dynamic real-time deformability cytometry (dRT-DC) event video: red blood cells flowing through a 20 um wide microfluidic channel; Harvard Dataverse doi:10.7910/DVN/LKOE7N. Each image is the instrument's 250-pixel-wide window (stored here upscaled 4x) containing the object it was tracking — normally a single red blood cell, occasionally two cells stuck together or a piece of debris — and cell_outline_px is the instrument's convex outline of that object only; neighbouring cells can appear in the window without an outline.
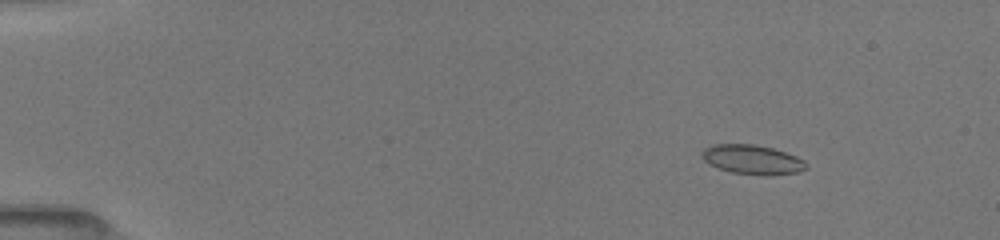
{"species": "common noctule bat (a hibernating species)", "species_latin": "Nyctalus noctula", "temperature_condition": "room temperature", "stored_images_in_passage": 13, "camera_frame_rate_fps": 3000, "um_per_image_px": 0.085, "animal": {"sex": "female", "body_mass_g": 19.5, "forearm_length_mm": 54.1}, "frame": {"image": 1, "passage_image": 4, "time_ms": 2.0, "image_size_px": [1000, 240], "cell_outline_px": [[808, 168], [796, 172], [772, 176], [760, 176], [732, 172], [716, 168], [708, 164], [700, 156], [700, 152], [704, 148], [712, 144], [756, 144], [772, 148], [796, 156], [804, 160], [808, 164]], "centroid_in_image_um": [63.92, 13.57], "position_along_channel_um": 21.1, "area_um2": 18.26}}
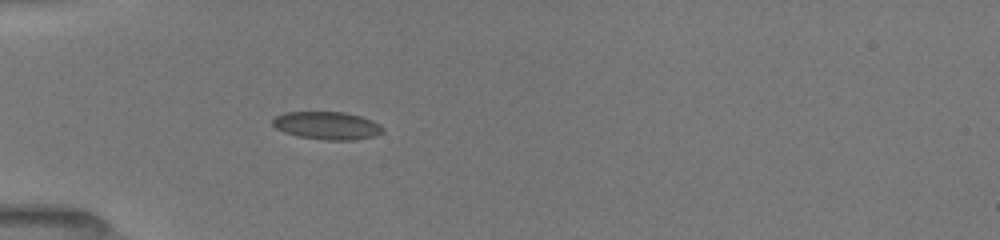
{"frame": {"image": 2, "passage_image": 9, "time_ms": 5.333, "image_size_px": [1000, 240], "cell_outline_px": [[384, 132], [376, 136], [356, 140], [324, 140], [300, 136], [284, 132], [276, 128], [272, 124], [272, 120], [276, 116], [284, 112], [344, 112], [360, 116], [372, 120], [380, 124], [384, 128]], "centroid_in_image_um": [27.84, 10.67], "position_along_channel_um": 57.2, "area_um2": 17.98}}
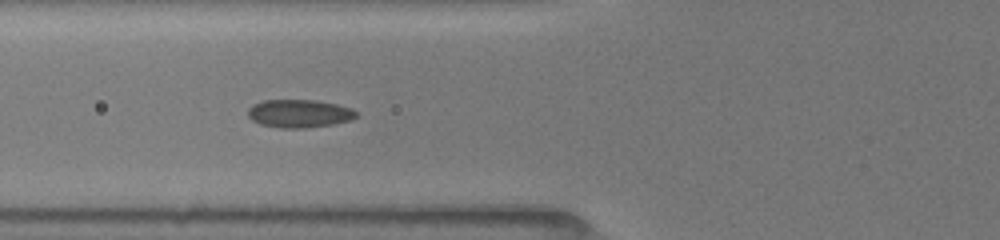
{"frame": {"image": 3, "passage_image": 12, "time_ms": 6.667, "image_size_px": [1000, 240], "cell_outline_px": [[356, 116], [348, 120], [332, 124], [304, 128], [280, 128], [260, 124], [252, 120], [248, 116], [248, 108], [252, 104], [264, 100], [316, 100], [336, 104], [352, 108], [356, 112]], "centroid_in_image_um": [25.39, 9.64], "position_along_channel_um": 100.4, "area_um2": 17.63}}